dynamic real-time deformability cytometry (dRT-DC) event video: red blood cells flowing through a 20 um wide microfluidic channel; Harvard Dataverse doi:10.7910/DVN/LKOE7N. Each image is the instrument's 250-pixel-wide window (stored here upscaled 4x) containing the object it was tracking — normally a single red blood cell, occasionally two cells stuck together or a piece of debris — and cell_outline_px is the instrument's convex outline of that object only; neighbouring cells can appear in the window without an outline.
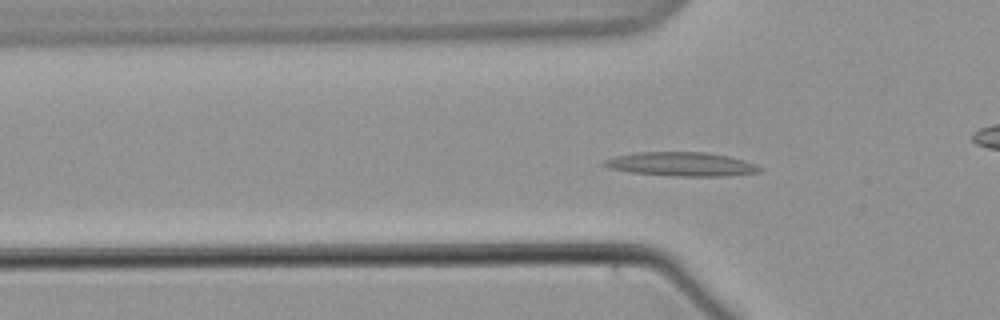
{"species": "common noctule bat (a hibernating species)", "species_latin": "Nyctalus noctula", "temperature_condition": "warm", "stored_images_in_passage": 63, "camera_frame_rate_fps": 3000, "um_per_image_px": 0.085, "animal": {"sex": "male", "body_mass_g": 21.5, "forearm_length_mm": 52.0}, "frame": {"image": 1, "passage_image": 21, "time_ms": 6.667, "image_size_px": [1000, 320], "cell_outline_px": [[764, 168], [760, 172], [728, 176], [672, 176], [628, 172], [608, 168], [600, 164], [604, 160], [616, 156], [636, 152], [704, 152], [728, 156], [744, 160]], "centroid_in_image_um": [57.9, 13.96], "position_along_channel_um": 67.9, "area_um2": 21.85}}
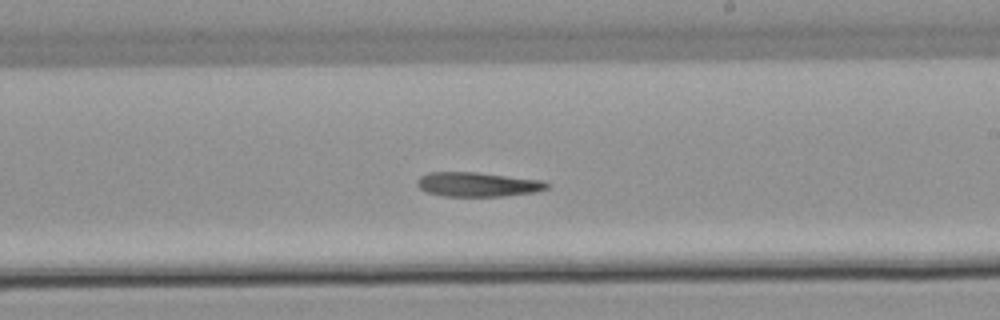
{"frame": {"image": 2, "passage_image": 37, "time_ms": 12.0, "image_size_px": [1000, 320], "cell_outline_px": [[552, 184], [548, 188], [536, 192], [504, 196], [444, 196], [424, 192], [416, 184], [416, 180], [420, 176], [428, 172], [476, 172], [544, 180]], "centroid_in_image_um": [40.62, 15.67], "position_along_channel_um": 248.4, "area_um2": 18.73}}
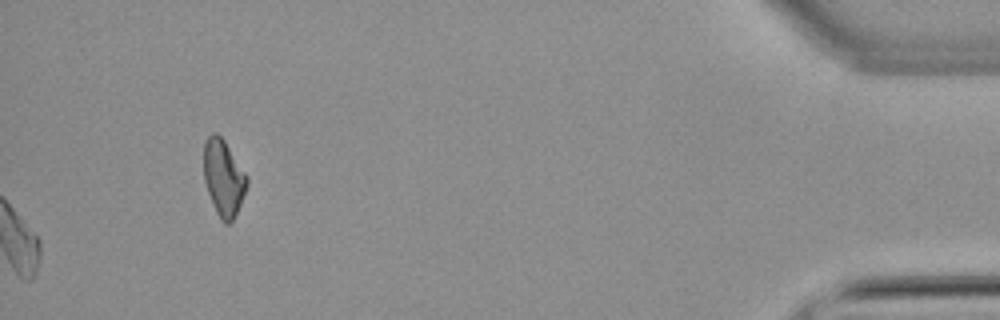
{"frame": {"image": 3, "passage_image": 63, "time_ms": 20.667, "image_size_px": [1000, 320], "cell_outline_px": [[248, 184], [240, 204], [232, 220], [228, 224], [224, 224], [220, 220], [216, 212], [208, 192], [204, 180], [204, 140], [212, 132], [216, 132], [224, 140], [248, 176]], "centroid_in_image_um": [18.99, 15.09], "position_along_channel_um": 416.2, "area_um2": 19.13}}